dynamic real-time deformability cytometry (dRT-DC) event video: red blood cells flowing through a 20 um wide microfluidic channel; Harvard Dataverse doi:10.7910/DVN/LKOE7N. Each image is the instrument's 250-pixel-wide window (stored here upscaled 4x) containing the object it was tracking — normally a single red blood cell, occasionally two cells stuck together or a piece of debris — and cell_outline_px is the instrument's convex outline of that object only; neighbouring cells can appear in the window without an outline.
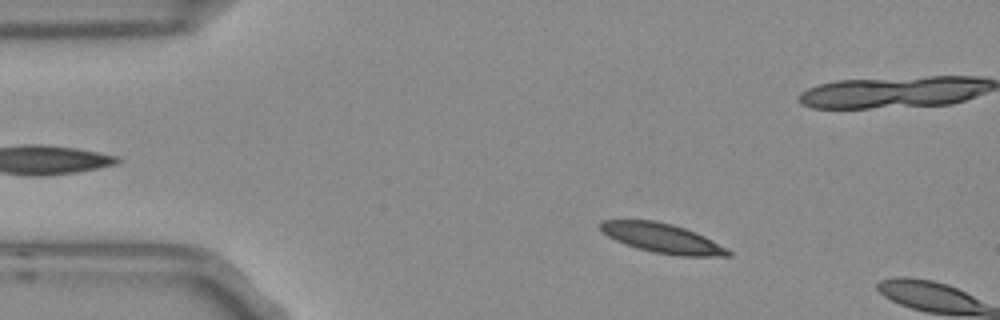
{"species": "Egyptian fruit bat (a non-hibernating species)", "species_latin": "Rousettus aegyptiacus", "temperature_condition": "room temperature", "stored_images_in_passage": 10, "camera_frame_rate_fps": 3000, "um_per_image_px": 0.085, "frame": {"image": 1, "passage_image": 7, "time_ms": 2.0, "image_size_px": [1000, 320], "cell_outline_px": [[732, 256], [676, 256], [652, 252], [636, 248], [624, 244], [608, 236], [600, 228], [600, 220], [656, 220], [672, 224], [696, 232], [712, 240], [732, 252]], "centroid_in_image_um": [56.29, 20.25], "position_along_channel_um": 28.7, "area_um2": 21.96}}